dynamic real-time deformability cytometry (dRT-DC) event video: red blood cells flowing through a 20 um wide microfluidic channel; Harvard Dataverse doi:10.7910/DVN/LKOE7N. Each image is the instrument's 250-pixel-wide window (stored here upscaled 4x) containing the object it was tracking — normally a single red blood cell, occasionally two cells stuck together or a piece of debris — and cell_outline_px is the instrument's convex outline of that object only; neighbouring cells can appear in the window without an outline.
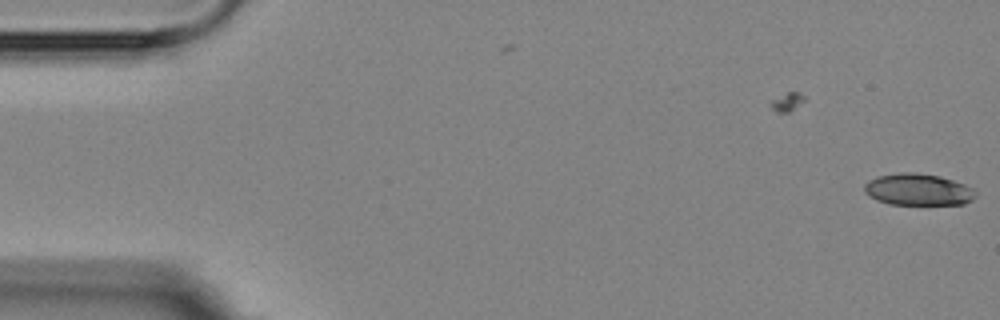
{"species": "Egyptian fruit bat (a non-hibernating species)", "species_latin": "Rousettus aegyptiacus", "temperature_condition": "room temperature", "stored_images_in_passage": 4, "camera_frame_rate_fps": 3000, "um_per_image_px": 0.085, "animal": {"sex": "female"}, "frame": {"image": 1, "passage_image": 1, "time_ms": 0.0, "image_size_px": [1000, 320], "cell_outline_px": [[976, 196], [972, 200], [964, 204], [888, 204], [876, 200], [868, 196], [864, 192], [864, 184], [868, 180], [876, 176], [900, 172], [912, 172], [940, 176], [964, 184], [972, 188], [976, 192]], "centroid_in_image_um": [78.0, 16.11], "position_along_channel_um": 7.0, "area_um2": 20.69}}
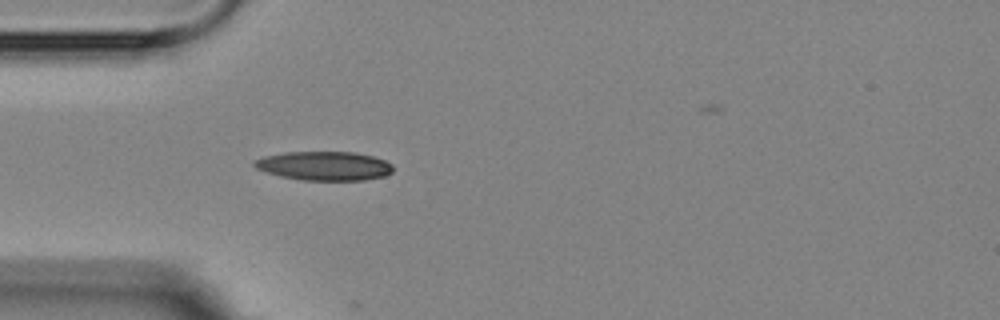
{"frame": {"image": 2, "passage_image": 4, "time_ms": 5.0, "image_size_px": [1000, 320], "cell_outline_px": [[392, 172], [384, 176], [364, 180], [304, 180], [280, 176], [256, 168], [252, 164], [256, 160], [264, 156], [284, 152], [356, 152], [372, 156], [384, 160], [392, 164]], "centroid_in_image_um": [27.57, 14.09], "position_along_channel_um": 57.4, "area_um2": 23.29}}